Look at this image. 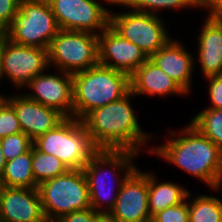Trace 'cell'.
I'll return each instance as SVG.
<instances>
[{
  "mask_svg": "<svg viewBox=\"0 0 222 222\" xmlns=\"http://www.w3.org/2000/svg\"><path fill=\"white\" fill-rule=\"evenodd\" d=\"M190 123L222 150V109L205 107Z\"/></svg>",
  "mask_w": 222,
  "mask_h": 222,
  "instance_id": "24",
  "label": "cell"
},
{
  "mask_svg": "<svg viewBox=\"0 0 222 222\" xmlns=\"http://www.w3.org/2000/svg\"><path fill=\"white\" fill-rule=\"evenodd\" d=\"M0 143L6 161L24 154L33 146V140L23 132L1 138Z\"/></svg>",
  "mask_w": 222,
  "mask_h": 222,
  "instance_id": "26",
  "label": "cell"
},
{
  "mask_svg": "<svg viewBox=\"0 0 222 222\" xmlns=\"http://www.w3.org/2000/svg\"><path fill=\"white\" fill-rule=\"evenodd\" d=\"M49 65L48 49L6 42L1 65V80L10 79L13 85L22 88Z\"/></svg>",
  "mask_w": 222,
  "mask_h": 222,
  "instance_id": "11",
  "label": "cell"
},
{
  "mask_svg": "<svg viewBox=\"0 0 222 222\" xmlns=\"http://www.w3.org/2000/svg\"><path fill=\"white\" fill-rule=\"evenodd\" d=\"M1 186L37 188L32 169V148L18 157L6 161L0 177Z\"/></svg>",
  "mask_w": 222,
  "mask_h": 222,
  "instance_id": "21",
  "label": "cell"
},
{
  "mask_svg": "<svg viewBox=\"0 0 222 222\" xmlns=\"http://www.w3.org/2000/svg\"><path fill=\"white\" fill-rule=\"evenodd\" d=\"M104 1H105V2L107 1V2H106L107 5H108V4H111V5H112V4L114 3L115 0H104Z\"/></svg>",
  "mask_w": 222,
  "mask_h": 222,
  "instance_id": "37",
  "label": "cell"
},
{
  "mask_svg": "<svg viewBox=\"0 0 222 222\" xmlns=\"http://www.w3.org/2000/svg\"><path fill=\"white\" fill-rule=\"evenodd\" d=\"M100 222H116V221H113L110 218H108L106 215H104Z\"/></svg>",
  "mask_w": 222,
  "mask_h": 222,
  "instance_id": "36",
  "label": "cell"
},
{
  "mask_svg": "<svg viewBox=\"0 0 222 222\" xmlns=\"http://www.w3.org/2000/svg\"><path fill=\"white\" fill-rule=\"evenodd\" d=\"M59 29L100 34L110 25V10L96 0H48ZM98 31V32H96Z\"/></svg>",
  "mask_w": 222,
  "mask_h": 222,
  "instance_id": "10",
  "label": "cell"
},
{
  "mask_svg": "<svg viewBox=\"0 0 222 222\" xmlns=\"http://www.w3.org/2000/svg\"><path fill=\"white\" fill-rule=\"evenodd\" d=\"M99 64L129 76L149 58L134 43L123 38L110 25L98 35Z\"/></svg>",
  "mask_w": 222,
  "mask_h": 222,
  "instance_id": "14",
  "label": "cell"
},
{
  "mask_svg": "<svg viewBox=\"0 0 222 222\" xmlns=\"http://www.w3.org/2000/svg\"><path fill=\"white\" fill-rule=\"evenodd\" d=\"M41 73L36 75L27 87L33 90L25 94L29 99L53 108L65 117H73V74ZM29 85V86H28Z\"/></svg>",
  "mask_w": 222,
  "mask_h": 222,
  "instance_id": "13",
  "label": "cell"
},
{
  "mask_svg": "<svg viewBox=\"0 0 222 222\" xmlns=\"http://www.w3.org/2000/svg\"><path fill=\"white\" fill-rule=\"evenodd\" d=\"M130 91V76L98 64L73 74V117L82 120L95 108L121 99Z\"/></svg>",
  "mask_w": 222,
  "mask_h": 222,
  "instance_id": "3",
  "label": "cell"
},
{
  "mask_svg": "<svg viewBox=\"0 0 222 222\" xmlns=\"http://www.w3.org/2000/svg\"><path fill=\"white\" fill-rule=\"evenodd\" d=\"M104 215L93 208L78 210L61 216L55 222H100Z\"/></svg>",
  "mask_w": 222,
  "mask_h": 222,
  "instance_id": "29",
  "label": "cell"
},
{
  "mask_svg": "<svg viewBox=\"0 0 222 222\" xmlns=\"http://www.w3.org/2000/svg\"><path fill=\"white\" fill-rule=\"evenodd\" d=\"M110 12V26L123 38L138 46L148 58L164 47L172 38L159 17L132 10Z\"/></svg>",
  "mask_w": 222,
  "mask_h": 222,
  "instance_id": "9",
  "label": "cell"
},
{
  "mask_svg": "<svg viewBox=\"0 0 222 222\" xmlns=\"http://www.w3.org/2000/svg\"><path fill=\"white\" fill-rule=\"evenodd\" d=\"M188 202L189 222H222V200L199 195Z\"/></svg>",
  "mask_w": 222,
  "mask_h": 222,
  "instance_id": "22",
  "label": "cell"
},
{
  "mask_svg": "<svg viewBox=\"0 0 222 222\" xmlns=\"http://www.w3.org/2000/svg\"><path fill=\"white\" fill-rule=\"evenodd\" d=\"M4 98L14 107L22 132L33 141L66 118L59 111L31 100L25 94Z\"/></svg>",
  "mask_w": 222,
  "mask_h": 222,
  "instance_id": "16",
  "label": "cell"
},
{
  "mask_svg": "<svg viewBox=\"0 0 222 222\" xmlns=\"http://www.w3.org/2000/svg\"><path fill=\"white\" fill-rule=\"evenodd\" d=\"M20 0H0V30H6L19 10Z\"/></svg>",
  "mask_w": 222,
  "mask_h": 222,
  "instance_id": "30",
  "label": "cell"
},
{
  "mask_svg": "<svg viewBox=\"0 0 222 222\" xmlns=\"http://www.w3.org/2000/svg\"><path fill=\"white\" fill-rule=\"evenodd\" d=\"M116 222H151L148 203V172L137 167L123 181L117 200L106 215Z\"/></svg>",
  "mask_w": 222,
  "mask_h": 222,
  "instance_id": "12",
  "label": "cell"
},
{
  "mask_svg": "<svg viewBox=\"0 0 222 222\" xmlns=\"http://www.w3.org/2000/svg\"><path fill=\"white\" fill-rule=\"evenodd\" d=\"M151 222H189L188 200L156 213Z\"/></svg>",
  "mask_w": 222,
  "mask_h": 222,
  "instance_id": "28",
  "label": "cell"
},
{
  "mask_svg": "<svg viewBox=\"0 0 222 222\" xmlns=\"http://www.w3.org/2000/svg\"><path fill=\"white\" fill-rule=\"evenodd\" d=\"M8 35L6 33V30H0V80H1V65H2V55L3 51L6 45V42L8 41Z\"/></svg>",
  "mask_w": 222,
  "mask_h": 222,
  "instance_id": "33",
  "label": "cell"
},
{
  "mask_svg": "<svg viewBox=\"0 0 222 222\" xmlns=\"http://www.w3.org/2000/svg\"><path fill=\"white\" fill-rule=\"evenodd\" d=\"M157 177L148 172V203L151 217L168 207L178 205L191 199L190 191L180 184L173 182H160Z\"/></svg>",
  "mask_w": 222,
  "mask_h": 222,
  "instance_id": "20",
  "label": "cell"
},
{
  "mask_svg": "<svg viewBox=\"0 0 222 222\" xmlns=\"http://www.w3.org/2000/svg\"><path fill=\"white\" fill-rule=\"evenodd\" d=\"M130 91L136 95L167 96L186 94L175 80L170 78L154 62L148 59L130 75Z\"/></svg>",
  "mask_w": 222,
  "mask_h": 222,
  "instance_id": "19",
  "label": "cell"
},
{
  "mask_svg": "<svg viewBox=\"0 0 222 222\" xmlns=\"http://www.w3.org/2000/svg\"><path fill=\"white\" fill-rule=\"evenodd\" d=\"M32 169L37 185L66 173L69 168L56 156L45 154L32 146Z\"/></svg>",
  "mask_w": 222,
  "mask_h": 222,
  "instance_id": "23",
  "label": "cell"
},
{
  "mask_svg": "<svg viewBox=\"0 0 222 222\" xmlns=\"http://www.w3.org/2000/svg\"><path fill=\"white\" fill-rule=\"evenodd\" d=\"M179 41L171 39L149 59L176 81L181 88L190 93L194 60L190 52Z\"/></svg>",
  "mask_w": 222,
  "mask_h": 222,
  "instance_id": "17",
  "label": "cell"
},
{
  "mask_svg": "<svg viewBox=\"0 0 222 222\" xmlns=\"http://www.w3.org/2000/svg\"><path fill=\"white\" fill-rule=\"evenodd\" d=\"M113 5L129 7L135 11L158 15L159 9L198 7L196 0H115Z\"/></svg>",
  "mask_w": 222,
  "mask_h": 222,
  "instance_id": "25",
  "label": "cell"
},
{
  "mask_svg": "<svg viewBox=\"0 0 222 222\" xmlns=\"http://www.w3.org/2000/svg\"><path fill=\"white\" fill-rule=\"evenodd\" d=\"M43 222H55V221H51V220L46 219Z\"/></svg>",
  "mask_w": 222,
  "mask_h": 222,
  "instance_id": "38",
  "label": "cell"
},
{
  "mask_svg": "<svg viewBox=\"0 0 222 222\" xmlns=\"http://www.w3.org/2000/svg\"><path fill=\"white\" fill-rule=\"evenodd\" d=\"M46 220L37 188H0L1 222H43Z\"/></svg>",
  "mask_w": 222,
  "mask_h": 222,
  "instance_id": "15",
  "label": "cell"
},
{
  "mask_svg": "<svg viewBox=\"0 0 222 222\" xmlns=\"http://www.w3.org/2000/svg\"><path fill=\"white\" fill-rule=\"evenodd\" d=\"M136 155L137 153L129 150L100 149L84 166L83 171L88 183L91 208L96 212L107 215L111 211L117 200L123 181L136 168V166L133 165V160ZM106 167H109V171H107L108 169ZM105 170L109 173L108 175L111 173L112 176H110L112 178H114L113 176L118 177L120 172L123 174V177H120V179H122L119 180L120 182L117 185V191H113L115 185H113V187L109 186L108 181L112 179L107 178L108 176L104 172ZM113 181H115V178ZM103 203L107 208L103 206Z\"/></svg>",
  "mask_w": 222,
  "mask_h": 222,
  "instance_id": "4",
  "label": "cell"
},
{
  "mask_svg": "<svg viewBox=\"0 0 222 222\" xmlns=\"http://www.w3.org/2000/svg\"><path fill=\"white\" fill-rule=\"evenodd\" d=\"M134 95L129 91L121 99L95 108L82 119L99 149L129 150L138 154L140 147L142 150V146L152 137L142 131L131 107L129 97Z\"/></svg>",
  "mask_w": 222,
  "mask_h": 222,
  "instance_id": "2",
  "label": "cell"
},
{
  "mask_svg": "<svg viewBox=\"0 0 222 222\" xmlns=\"http://www.w3.org/2000/svg\"><path fill=\"white\" fill-rule=\"evenodd\" d=\"M197 42L199 61L205 77L222 75V23L208 12Z\"/></svg>",
  "mask_w": 222,
  "mask_h": 222,
  "instance_id": "18",
  "label": "cell"
},
{
  "mask_svg": "<svg viewBox=\"0 0 222 222\" xmlns=\"http://www.w3.org/2000/svg\"><path fill=\"white\" fill-rule=\"evenodd\" d=\"M5 164H6V160L4 158V155H3V152H2V146H1V143H0V177L4 172Z\"/></svg>",
  "mask_w": 222,
  "mask_h": 222,
  "instance_id": "34",
  "label": "cell"
},
{
  "mask_svg": "<svg viewBox=\"0 0 222 222\" xmlns=\"http://www.w3.org/2000/svg\"><path fill=\"white\" fill-rule=\"evenodd\" d=\"M21 132L14 107L3 97L0 100V139Z\"/></svg>",
  "mask_w": 222,
  "mask_h": 222,
  "instance_id": "27",
  "label": "cell"
},
{
  "mask_svg": "<svg viewBox=\"0 0 222 222\" xmlns=\"http://www.w3.org/2000/svg\"><path fill=\"white\" fill-rule=\"evenodd\" d=\"M45 218L51 221L91 207L88 183L83 169L66 173L40 183L37 187Z\"/></svg>",
  "mask_w": 222,
  "mask_h": 222,
  "instance_id": "6",
  "label": "cell"
},
{
  "mask_svg": "<svg viewBox=\"0 0 222 222\" xmlns=\"http://www.w3.org/2000/svg\"><path fill=\"white\" fill-rule=\"evenodd\" d=\"M209 81V98L211 105L207 108L211 109H222V75L206 77Z\"/></svg>",
  "mask_w": 222,
  "mask_h": 222,
  "instance_id": "31",
  "label": "cell"
},
{
  "mask_svg": "<svg viewBox=\"0 0 222 222\" xmlns=\"http://www.w3.org/2000/svg\"><path fill=\"white\" fill-rule=\"evenodd\" d=\"M198 8H207L209 12H213L222 8V0H196Z\"/></svg>",
  "mask_w": 222,
  "mask_h": 222,
  "instance_id": "32",
  "label": "cell"
},
{
  "mask_svg": "<svg viewBox=\"0 0 222 222\" xmlns=\"http://www.w3.org/2000/svg\"><path fill=\"white\" fill-rule=\"evenodd\" d=\"M59 30L48 0H20L6 33L13 43L49 49Z\"/></svg>",
  "mask_w": 222,
  "mask_h": 222,
  "instance_id": "7",
  "label": "cell"
},
{
  "mask_svg": "<svg viewBox=\"0 0 222 222\" xmlns=\"http://www.w3.org/2000/svg\"><path fill=\"white\" fill-rule=\"evenodd\" d=\"M170 135L167 143L147 151L218 190L222 185V150L191 123Z\"/></svg>",
  "mask_w": 222,
  "mask_h": 222,
  "instance_id": "1",
  "label": "cell"
},
{
  "mask_svg": "<svg viewBox=\"0 0 222 222\" xmlns=\"http://www.w3.org/2000/svg\"><path fill=\"white\" fill-rule=\"evenodd\" d=\"M49 65L57 71L75 74L99 64L98 34L59 30L49 49Z\"/></svg>",
  "mask_w": 222,
  "mask_h": 222,
  "instance_id": "8",
  "label": "cell"
},
{
  "mask_svg": "<svg viewBox=\"0 0 222 222\" xmlns=\"http://www.w3.org/2000/svg\"><path fill=\"white\" fill-rule=\"evenodd\" d=\"M33 146L56 156L69 169H83L100 150L82 120L74 117H66L55 128L36 138Z\"/></svg>",
  "mask_w": 222,
  "mask_h": 222,
  "instance_id": "5",
  "label": "cell"
},
{
  "mask_svg": "<svg viewBox=\"0 0 222 222\" xmlns=\"http://www.w3.org/2000/svg\"><path fill=\"white\" fill-rule=\"evenodd\" d=\"M222 23V8L211 12Z\"/></svg>",
  "mask_w": 222,
  "mask_h": 222,
  "instance_id": "35",
  "label": "cell"
}]
</instances>
